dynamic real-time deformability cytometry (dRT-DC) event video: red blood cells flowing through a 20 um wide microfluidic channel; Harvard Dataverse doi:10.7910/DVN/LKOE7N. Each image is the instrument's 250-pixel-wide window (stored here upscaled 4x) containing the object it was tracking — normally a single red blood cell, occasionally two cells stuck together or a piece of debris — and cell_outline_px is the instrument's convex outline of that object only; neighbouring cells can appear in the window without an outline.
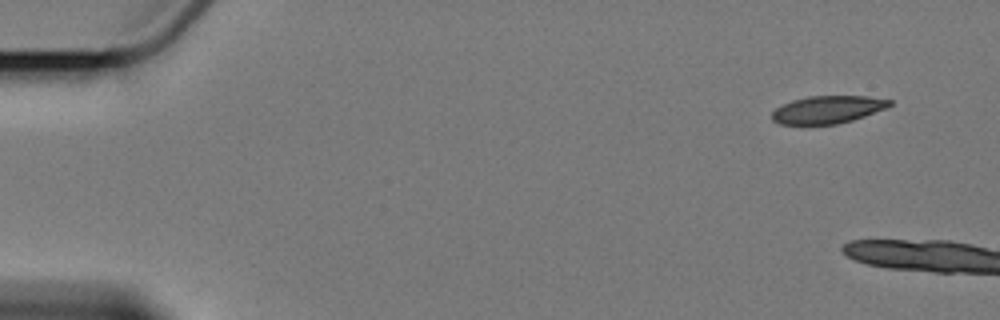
{"species": "Egyptian fruit bat (a non-hibernating species)", "species_latin": "Rousettus aegyptiacus", "temperature_condition": "cold", "stored_images_in_passage": 3, "camera_frame_rate_fps": 3000, "um_per_image_px": 0.085, "animal": {"sex": "female"}, "frame": {"image": 1, "passage_image": 1, "time_ms": 0.0, "image_size_px": [1000, 320], "cell_outline_px": [[892, 104], [888, 108], [852, 120], [836, 124], [780, 124], [772, 120], [772, 112], [776, 108], [792, 100], [808, 96], [868, 96], [892, 100]], "centroid_in_image_um": [70.38, 9.31], "position_along_channel_um": 14.6, "area_um2": 18.9}}